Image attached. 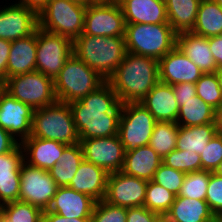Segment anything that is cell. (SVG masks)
I'll use <instances>...</instances> for the list:
<instances>
[{
    "mask_svg": "<svg viewBox=\"0 0 222 222\" xmlns=\"http://www.w3.org/2000/svg\"><path fill=\"white\" fill-rule=\"evenodd\" d=\"M216 133L222 135V105L215 110Z\"/></svg>",
    "mask_w": 222,
    "mask_h": 222,
    "instance_id": "50",
    "label": "cell"
},
{
    "mask_svg": "<svg viewBox=\"0 0 222 222\" xmlns=\"http://www.w3.org/2000/svg\"><path fill=\"white\" fill-rule=\"evenodd\" d=\"M216 76H217V79H218V82H219V87L222 91V67L221 68H218L216 71Z\"/></svg>",
    "mask_w": 222,
    "mask_h": 222,
    "instance_id": "51",
    "label": "cell"
},
{
    "mask_svg": "<svg viewBox=\"0 0 222 222\" xmlns=\"http://www.w3.org/2000/svg\"><path fill=\"white\" fill-rule=\"evenodd\" d=\"M207 123H215V109L197 95L179 107L178 126L191 127Z\"/></svg>",
    "mask_w": 222,
    "mask_h": 222,
    "instance_id": "32",
    "label": "cell"
},
{
    "mask_svg": "<svg viewBox=\"0 0 222 222\" xmlns=\"http://www.w3.org/2000/svg\"><path fill=\"white\" fill-rule=\"evenodd\" d=\"M159 217L145 206L127 208V222H155Z\"/></svg>",
    "mask_w": 222,
    "mask_h": 222,
    "instance_id": "43",
    "label": "cell"
},
{
    "mask_svg": "<svg viewBox=\"0 0 222 222\" xmlns=\"http://www.w3.org/2000/svg\"><path fill=\"white\" fill-rule=\"evenodd\" d=\"M201 0H165L168 23L178 34L190 32L195 25Z\"/></svg>",
    "mask_w": 222,
    "mask_h": 222,
    "instance_id": "28",
    "label": "cell"
},
{
    "mask_svg": "<svg viewBox=\"0 0 222 222\" xmlns=\"http://www.w3.org/2000/svg\"><path fill=\"white\" fill-rule=\"evenodd\" d=\"M108 176L103 168L83 160L68 187L101 201L106 195Z\"/></svg>",
    "mask_w": 222,
    "mask_h": 222,
    "instance_id": "23",
    "label": "cell"
},
{
    "mask_svg": "<svg viewBox=\"0 0 222 222\" xmlns=\"http://www.w3.org/2000/svg\"><path fill=\"white\" fill-rule=\"evenodd\" d=\"M69 106L79 139L118 134L122 103L108 81Z\"/></svg>",
    "mask_w": 222,
    "mask_h": 222,
    "instance_id": "1",
    "label": "cell"
},
{
    "mask_svg": "<svg viewBox=\"0 0 222 222\" xmlns=\"http://www.w3.org/2000/svg\"><path fill=\"white\" fill-rule=\"evenodd\" d=\"M97 1L118 2L119 0H97Z\"/></svg>",
    "mask_w": 222,
    "mask_h": 222,
    "instance_id": "56",
    "label": "cell"
},
{
    "mask_svg": "<svg viewBox=\"0 0 222 222\" xmlns=\"http://www.w3.org/2000/svg\"><path fill=\"white\" fill-rule=\"evenodd\" d=\"M21 146L24 151V162L49 171L58 162L67 145L55 140L28 137Z\"/></svg>",
    "mask_w": 222,
    "mask_h": 222,
    "instance_id": "20",
    "label": "cell"
},
{
    "mask_svg": "<svg viewBox=\"0 0 222 222\" xmlns=\"http://www.w3.org/2000/svg\"><path fill=\"white\" fill-rule=\"evenodd\" d=\"M0 7V39L14 41L33 34L38 28V14L15 0Z\"/></svg>",
    "mask_w": 222,
    "mask_h": 222,
    "instance_id": "16",
    "label": "cell"
},
{
    "mask_svg": "<svg viewBox=\"0 0 222 222\" xmlns=\"http://www.w3.org/2000/svg\"><path fill=\"white\" fill-rule=\"evenodd\" d=\"M148 181L124 174L109 173L104 200L124 208L144 206Z\"/></svg>",
    "mask_w": 222,
    "mask_h": 222,
    "instance_id": "14",
    "label": "cell"
},
{
    "mask_svg": "<svg viewBox=\"0 0 222 222\" xmlns=\"http://www.w3.org/2000/svg\"><path fill=\"white\" fill-rule=\"evenodd\" d=\"M36 39V71L54 80L73 53L72 41L39 27L36 29Z\"/></svg>",
    "mask_w": 222,
    "mask_h": 222,
    "instance_id": "11",
    "label": "cell"
},
{
    "mask_svg": "<svg viewBox=\"0 0 222 222\" xmlns=\"http://www.w3.org/2000/svg\"><path fill=\"white\" fill-rule=\"evenodd\" d=\"M126 23L119 2H87L85 35L102 37H125Z\"/></svg>",
    "mask_w": 222,
    "mask_h": 222,
    "instance_id": "10",
    "label": "cell"
},
{
    "mask_svg": "<svg viewBox=\"0 0 222 222\" xmlns=\"http://www.w3.org/2000/svg\"><path fill=\"white\" fill-rule=\"evenodd\" d=\"M169 222H217L205 200L176 196L164 216Z\"/></svg>",
    "mask_w": 222,
    "mask_h": 222,
    "instance_id": "27",
    "label": "cell"
},
{
    "mask_svg": "<svg viewBox=\"0 0 222 222\" xmlns=\"http://www.w3.org/2000/svg\"><path fill=\"white\" fill-rule=\"evenodd\" d=\"M49 0H17L23 6L35 11L37 14L47 5Z\"/></svg>",
    "mask_w": 222,
    "mask_h": 222,
    "instance_id": "49",
    "label": "cell"
},
{
    "mask_svg": "<svg viewBox=\"0 0 222 222\" xmlns=\"http://www.w3.org/2000/svg\"><path fill=\"white\" fill-rule=\"evenodd\" d=\"M24 162V151L19 144L14 150L0 155V204L19 200L20 166Z\"/></svg>",
    "mask_w": 222,
    "mask_h": 222,
    "instance_id": "19",
    "label": "cell"
},
{
    "mask_svg": "<svg viewBox=\"0 0 222 222\" xmlns=\"http://www.w3.org/2000/svg\"><path fill=\"white\" fill-rule=\"evenodd\" d=\"M157 122H175L178 118L179 105L170 84L158 82L140 102Z\"/></svg>",
    "mask_w": 222,
    "mask_h": 222,
    "instance_id": "22",
    "label": "cell"
},
{
    "mask_svg": "<svg viewBox=\"0 0 222 222\" xmlns=\"http://www.w3.org/2000/svg\"><path fill=\"white\" fill-rule=\"evenodd\" d=\"M176 36L169 23L126 24V50L159 61L176 46Z\"/></svg>",
    "mask_w": 222,
    "mask_h": 222,
    "instance_id": "6",
    "label": "cell"
},
{
    "mask_svg": "<svg viewBox=\"0 0 222 222\" xmlns=\"http://www.w3.org/2000/svg\"><path fill=\"white\" fill-rule=\"evenodd\" d=\"M163 159L149 146H141L125 152L122 172L146 181H151Z\"/></svg>",
    "mask_w": 222,
    "mask_h": 222,
    "instance_id": "26",
    "label": "cell"
},
{
    "mask_svg": "<svg viewBox=\"0 0 222 222\" xmlns=\"http://www.w3.org/2000/svg\"><path fill=\"white\" fill-rule=\"evenodd\" d=\"M159 80L165 84L193 83L203 75L201 69L175 46L159 61Z\"/></svg>",
    "mask_w": 222,
    "mask_h": 222,
    "instance_id": "17",
    "label": "cell"
},
{
    "mask_svg": "<svg viewBox=\"0 0 222 222\" xmlns=\"http://www.w3.org/2000/svg\"><path fill=\"white\" fill-rule=\"evenodd\" d=\"M36 31L12 41L7 63V78L36 71Z\"/></svg>",
    "mask_w": 222,
    "mask_h": 222,
    "instance_id": "25",
    "label": "cell"
},
{
    "mask_svg": "<svg viewBox=\"0 0 222 222\" xmlns=\"http://www.w3.org/2000/svg\"><path fill=\"white\" fill-rule=\"evenodd\" d=\"M73 54L108 81L124 59L125 37H102L82 33L72 42Z\"/></svg>",
    "mask_w": 222,
    "mask_h": 222,
    "instance_id": "3",
    "label": "cell"
},
{
    "mask_svg": "<svg viewBox=\"0 0 222 222\" xmlns=\"http://www.w3.org/2000/svg\"><path fill=\"white\" fill-rule=\"evenodd\" d=\"M178 132L175 122H157L148 145L163 159L176 149Z\"/></svg>",
    "mask_w": 222,
    "mask_h": 222,
    "instance_id": "33",
    "label": "cell"
},
{
    "mask_svg": "<svg viewBox=\"0 0 222 222\" xmlns=\"http://www.w3.org/2000/svg\"><path fill=\"white\" fill-rule=\"evenodd\" d=\"M85 1L92 2V1H97V0H85Z\"/></svg>",
    "mask_w": 222,
    "mask_h": 222,
    "instance_id": "59",
    "label": "cell"
},
{
    "mask_svg": "<svg viewBox=\"0 0 222 222\" xmlns=\"http://www.w3.org/2000/svg\"><path fill=\"white\" fill-rule=\"evenodd\" d=\"M0 222H6V219H5V217L1 214V212H0Z\"/></svg>",
    "mask_w": 222,
    "mask_h": 222,
    "instance_id": "54",
    "label": "cell"
},
{
    "mask_svg": "<svg viewBox=\"0 0 222 222\" xmlns=\"http://www.w3.org/2000/svg\"><path fill=\"white\" fill-rule=\"evenodd\" d=\"M211 171L200 170L186 173L177 196L205 200Z\"/></svg>",
    "mask_w": 222,
    "mask_h": 222,
    "instance_id": "36",
    "label": "cell"
},
{
    "mask_svg": "<svg viewBox=\"0 0 222 222\" xmlns=\"http://www.w3.org/2000/svg\"><path fill=\"white\" fill-rule=\"evenodd\" d=\"M172 87L179 107L185 105L186 101L197 95L196 87L193 83L174 84Z\"/></svg>",
    "mask_w": 222,
    "mask_h": 222,
    "instance_id": "44",
    "label": "cell"
},
{
    "mask_svg": "<svg viewBox=\"0 0 222 222\" xmlns=\"http://www.w3.org/2000/svg\"><path fill=\"white\" fill-rule=\"evenodd\" d=\"M163 164L184 173L201 170L200 155L186 150L174 149L163 158Z\"/></svg>",
    "mask_w": 222,
    "mask_h": 222,
    "instance_id": "38",
    "label": "cell"
},
{
    "mask_svg": "<svg viewBox=\"0 0 222 222\" xmlns=\"http://www.w3.org/2000/svg\"><path fill=\"white\" fill-rule=\"evenodd\" d=\"M155 222H169L164 216H160Z\"/></svg>",
    "mask_w": 222,
    "mask_h": 222,
    "instance_id": "53",
    "label": "cell"
},
{
    "mask_svg": "<svg viewBox=\"0 0 222 222\" xmlns=\"http://www.w3.org/2000/svg\"><path fill=\"white\" fill-rule=\"evenodd\" d=\"M20 143L0 127V155L14 150Z\"/></svg>",
    "mask_w": 222,
    "mask_h": 222,
    "instance_id": "46",
    "label": "cell"
},
{
    "mask_svg": "<svg viewBox=\"0 0 222 222\" xmlns=\"http://www.w3.org/2000/svg\"><path fill=\"white\" fill-rule=\"evenodd\" d=\"M83 160V149L80 143L67 145L64 148L58 162L49 170L58 187L70 184Z\"/></svg>",
    "mask_w": 222,
    "mask_h": 222,
    "instance_id": "29",
    "label": "cell"
},
{
    "mask_svg": "<svg viewBox=\"0 0 222 222\" xmlns=\"http://www.w3.org/2000/svg\"><path fill=\"white\" fill-rule=\"evenodd\" d=\"M185 175L186 173L168 167L162 163L156 170L152 181L165 187L177 196L183 185Z\"/></svg>",
    "mask_w": 222,
    "mask_h": 222,
    "instance_id": "40",
    "label": "cell"
},
{
    "mask_svg": "<svg viewBox=\"0 0 222 222\" xmlns=\"http://www.w3.org/2000/svg\"><path fill=\"white\" fill-rule=\"evenodd\" d=\"M209 48L218 68L222 67V35L209 38Z\"/></svg>",
    "mask_w": 222,
    "mask_h": 222,
    "instance_id": "47",
    "label": "cell"
},
{
    "mask_svg": "<svg viewBox=\"0 0 222 222\" xmlns=\"http://www.w3.org/2000/svg\"><path fill=\"white\" fill-rule=\"evenodd\" d=\"M96 200L87 194L77 192L71 187H58L46 211L72 218H91Z\"/></svg>",
    "mask_w": 222,
    "mask_h": 222,
    "instance_id": "18",
    "label": "cell"
},
{
    "mask_svg": "<svg viewBox=\"0 0 222 222\" xmlns=\"http://www.w3.org/2000/svg\"><path fill=\"white\" fill-rule=\"evenodd\" d=\"M201 170L213 172L222 161V135L216 133L200 155Z\"/></svg>",
    "mask_w": 222,
    "mask_h": 222,
    "instance_id": "41",
    "label": "cell"
},
{
    "mask_svg": "<svg viewBox=\"0 0 222 222\" xmlns=\"http://www.w3.org/2000/svg\"><path fill=\"white\" fill-rule=\"evenodd\" d=\"M6 222H42L43 211L28 202L17 200L1 206Z\"/></svg>",
    "mask_w": 222,
    "mask_h": 222,
    "instance_id": "35",
    "label": "cell"
},
{
    "mask_svg": "<svg viewBox=\"0 0 222 222\" xmlns=\"http://www.w3.org/2000/svg\"><path fill=\"white\" fill-rule=\"evenodd\" d=\"M213 173L217 174L218 176L222 177V161L218 164V166L215 168Z\"/></svg>",
    "mask_w": 222,
    "mask_h": 222,
    "instance_id": "52",
    "label": "cell"
},
{
    "mask_svg": "<svg viewBox=\"0 0 222 222\" xmlns=\"http://www.w3.org/2000/svg\"><path fill=\"white\" fill-rule=\"evenodd\" d=\"M85 0H49L38 14V27L69 38L72 42L84 31Z\"/></svg>",
    "mask_w": 222,
    "mask_h": 222,
    "instance_id": "4",
    "label": "cell"
},
{
    "mask_svg": "<svg viewBox=\"0 0 222 222\" xmlns=\"http://www.w3.org/2000/svg\"><path fill=\"white\" fill-rule=\"evenodd\" d=\"M58 185L49 171L36 168L23 162L20 166L19 200L46 211L50 206Z\"/></svg>",
    "mask_w": 222,
    "mask_h": 222,
    "instance_id": "12",
    "label": "cell"
},
{
    "mask_svg": "<svg viewBox=\"0 0 222 222\" xmlns=\"http://www.w3.org/2000/svg\"><path fill=\"white\" fill-rule=\"evenodd\" d=\"M156 123L153 115L140 102L123 103L118 136L125 152L147 146Z\"/></svg>",
    "mask_w": 222,
    "mask_h": 222,
    "instance_id": "9",
    "label": "cell"
},
{
    "mask_svg": "<svg viewBox=\"0 0 222 222\" xmlns=\"http://www.w3.org/2000/svg\"><path fill=\"white\" fill-rule=\"evenodd\" d=\"M85 161L93 163L108 173L122 170L125 158V149L117 135L80 139Z\"/></svg>",
    "mask_w": 222,
    "mask_h": 222,
    "instance_id": "13",
    "label": "cell"
},
{
    "mask_svg": "<svg viewBox=\"0 0 222 222\" xmlns=\"http://www.w3.org/2000/svg\"><path fill=\"white\" fill-rule=\"evenodd\" d=\"M42 222H91V218H72L67 219L50 211H43Z\"/></svg>",
    "mask_w": 222,
    "mask_h": 222,
    "instance_id": "48",
    "label": "cell"
},
{
    "mask_svg": "<svg viewBox=\"0 0 222 222\" xmlns=\"http://www.w3.org/2000/svg\"><path fill=\"white\" fill-rule=\"evenodd\" d=\"M53 82L57 101L70 103L87 96L105 80L72 53Z\"/></svg>",
    "mask_w": 222,
    "mask_h": 222,
    "instance_id": "7",
    "label": "cell"
},
{
    "mask_svg": "<svg viewBox=\"0 0 222 222\" xmlns=\"http://www.w3.org/2000/svg\"><path fill=\"white\" fill-rule=\"evenodd\" d=\"M222 8V0H214Z\"/></svg>",
    "mask_w": 222,
    "mask_h": 222,
    "instance_id": "55",
    "label": "cell"
},
{
    "mask_svg": "<svg viewBox=\"0 0 222 222\" xmlns=\"http://www.w3.org/2000/svg\"><path fill=\"white\" fill-rule=\"evenodd\" d=\"M3 90V81L0 79V92Z\"/></svg>",
    "mask_w": 222,
    "mask_h": 222,
    "instance_id": "57",
    "label": "cell"
},
{
    "mask_svg": "<svg viewBox=\"0 0 222 222\" xmlns=\"http://www.w3.org/2000/svg\"><path fill=\"white\" fill-rule=\"evenodd\" d=\"M29 137L55 140L65 145L80 143L69 103L56 101L34 110Z\"/></svg>",
    "mask_w": 222,
    "mask_h": 222,
    "instance_id": "5",
    "label": "cell"
},
{
    "mask_svg": "<svg viewBox=\"0 0 222 222\" xmlns=\"http://www.w3.org/2000/svg\"><path fill=\"white\" fill-rule=\"evenodd\" d=\"M197 96L213 109L222 105V91L216 73H205L195 83Z\"/></svg>",
    "mask_w": 222,
    "mask_h": 222,
    "instance_id": "37",
    "label": "cell"
},
{
    "mask_svg": "<svg viewBox=\"0 0 222 222\" xmlns=\"http://www.w3.org/2000/svg\"><path fill=\"white\" fill-rule=\"evenodd\" d=\"M190 32L206 38L222 35V8L214 0H201Z\"/></svg>",
    "mask_w": 222,
    "mask_h": 222,
    "instance_id": "30",
    "label": "cell"
},
{
    "mask_svg": "<svg viewBox=\"0 0 222 222\" xmlns=\"http://www.w3.org/2000/svg\"><path fill=\"white\" fill-rule=\"evenodd\" d=\"M158 60L127 52L108 80L120 102H141L159 82Z\"/></svg>",
    "mask_w": 222,
    "mask_h": 222,
    "instance_id": "2",
    "label": "cell"
},
{
    "mask_svg": "<svg viewBox=\"0 0 222 222\" xmlns=\"http://www.w3.org/2000/svg\"><path fill=\"white\" fill-rule=\"evenodd\" d=\"M33 112L4 89L0 92V127L20 144L31 135Z\"/></svg>",
    "mask_w": 222,
    "mask_h": 222,
    "instance_id": "15",
    "label": "cell"
},
{
    "mask_svg": "<svg viewBox=\"0 0 222 222\" xmlns=\"http://www.w3.org/2000/svg\"><path fill=\"white\" fill-rule=\"evenodd\" d=\"M3 89L33 110L57 101L53 79L38 71L6 78L3 81Z\"/></svg>",
    "mask_w": 222,
    "mask_h": 222,
    "instance_id": "8",
    "label": "cell"
},
{
    "mask_svg": "<svg viewBox=\"0 0 222 222\" xmlns=\"http://www.w3.org/2000/svg\"><path fill=\"white\" fill-rule=\"evenodd\" d=\"M217 222H222V219L220 217L217 218Z\"/></svg>",
    "mask_w": 222,
    "mask_h": 222,
    "instance_id": "58",
    "label": "cell"
},
{
    "mask_svg": "<svg viewBox=\"0 0 222 222\" xmlns=\"http://www.w3.org/2000/svg\"><path fill=\"white\" fill-rule=\"evenodd\" d=\"M12 41L0 39V79L7 78V63Z\"/></svg>",
    "mask_w": 222,
    "mask_h": 222,
    "instance_id": "45",
    "label": "cell"
},
{
    "mask_svg": "<svg viewBox=\"0 0 222 222\" xmlns=\"http://www.w3.org/2000/svg\"><path fill=\"white\" fill-rule=\"evenodd\" d=\"M91 222H127V208L97 201L91 215Z\"/></svg>",
    "mask_w": 222,
    "mask_h": 222,
    "instance_id": "39",
    "label": "cell"
},
{
    "mask_svg": "<svg viewBox=\"0 0 222 222\" xmlns=\"http://www.w3.org/2000/svg\"><path fill=\"white\" fill-rule=\"evenodd\" d=\"M205 201L216 218L222 216V177L211 172Z\"/></svg>",
    "mask_w": 222,
    "mask_h": 222,
    "instance_id": "42",
    "label": "cell"
},
{
    "mask_svg": "<svg viewBox=\"0 0 222 222\" xmlns=\"http://www.w3.org/2000/svg\"><path fill=\"white\" fill-rule=\"evenodd\" d=\"M126 24L168 23L165 0H119Z\"/></svg>",
    "mask_w": 222,
    "mask_h": 222,
    "instance_id": "21",
    "label": "cell"
},
{
    "mask_svg": "<svg viewBox=\"0 0 222 222\" xmlns=\"http://www.w3.org/2000/svg\"><path fill=\"white\" fill-rule=\"evenodd\" d=\"M176 46L203 72L214 73L218 67L209 48V38L192 32H181L176 36Z\"/></svg>",
    "mask_w": 222,
    "mask_h": 222,
    "instance_id": "24",
    "label": "cell"
},
{
    "mask_svg": "<svg viewBox=\"0 0 222 222\" xmlns=\"http://www.w3.org/2000/svg\"><path fill=\"white\" fill-rule=\"evenodd\" d=\"M216 134L215 123H207L198 126H179L176 149L202 154L204 148Z\"/></svg>",
    "mask_w": 222,
    "mask_h": 222,
    "instance_id": "31",
    "label": "cell"
},
{
    "mask_svg": "<svg viewBox=\"0 0 222 222\" xmlns=\"http://www.w3.org/2000/svg\"><path fill=\"white\" fill-rule=\"evenodd\" d=\"M175 197L174 193L151 180L147 184L144 206L160 216H165L174 203Z\"/></svg>",
    "mask_w": 222,
    "mask_h": 222,
    "instance_id": "34",
    "label": "cell"
}]
</instances>
